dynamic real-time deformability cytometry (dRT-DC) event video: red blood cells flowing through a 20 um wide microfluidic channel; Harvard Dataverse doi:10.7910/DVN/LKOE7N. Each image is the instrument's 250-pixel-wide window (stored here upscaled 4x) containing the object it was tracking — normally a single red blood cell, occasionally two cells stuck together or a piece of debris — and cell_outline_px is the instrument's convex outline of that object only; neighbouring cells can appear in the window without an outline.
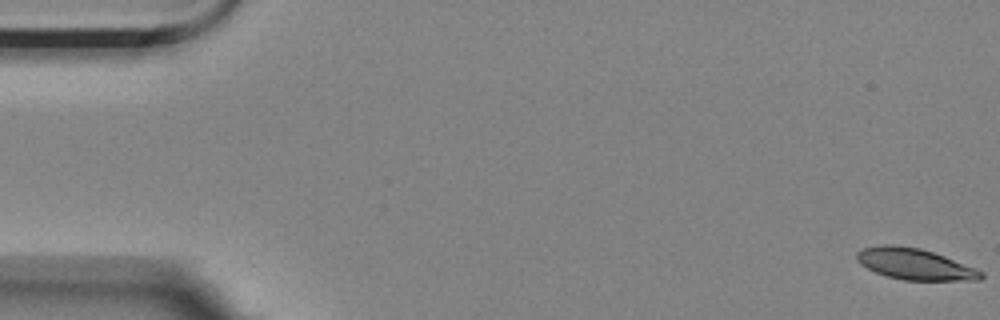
{"species": "Egyptian fruit bat (a non-hibernating species)", "species_latin": "Rousettus aegyptiacus", "temperature_condition": "room temperature", "stored_images_in_passage": 58, "camera_frame_rate_fps": 3000, "um_per_image_px": 0.085, "animal": {"sex": "female"}, "frame": {"image": 1, "passage_image": 1, "time_ms": 0.0, "image_size_px": [1000, 320], "cell_outline_px": [[984, 276], [980, 280], [904, 280], [888, 276], [876, 272], [860, 264], [856, 260], [856, 252], [864, 248], [884, 244], [892, 244], [920, 248], [944, 256], [976, 268], [984, 272]], "centroid_in_image_um": [77.76, 22.44], "position_along_channel_um": 7.2, "area_um2": 22.48}}
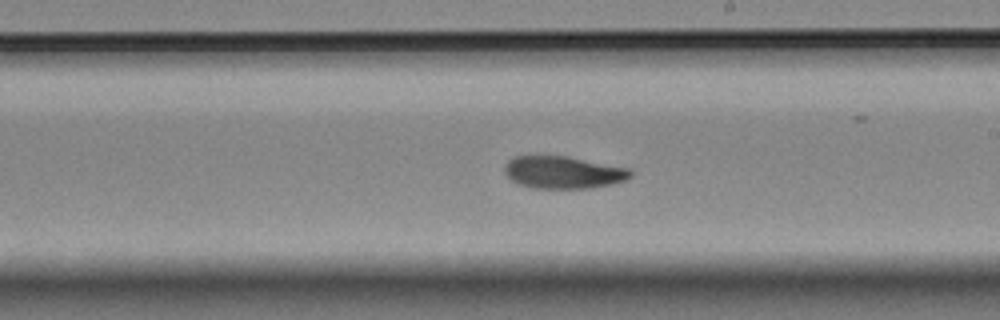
{"frame": {"image": 2, "passage_image": 33, "time_ms": 10.667, "image_size_px": [1000, 320], "cell_outline_px": [[632, 176], [624, 180], [612, 184], [588, 188], [532, 188], [520, 184], [512, 180], [504, 172], [504, 168], [508, 160], [516, 156], [568, 156], [628, 168], [632, 172]], "centroid_in_image_um": [47.87, 14.65], "position_along_channel_um": 241.1, "area_um2": 23.58}}
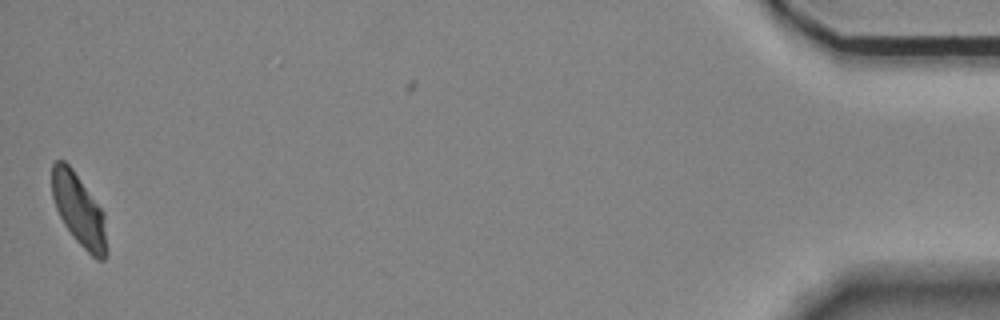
{"frame": {"image": 3, "passage_image": 57, "time_ms": 18.667, "image_size_px": [1000, 320], "cell_outline_px": [[108, 252], [104, 260], [96, 260], [72, 236], [64, 224], [56, 208], [52, 196], [52, 164], [56, 160], [64, 160], [72, 168], [104, 212]], "centroid_in_image_um": [6.73, 17.87], "position_along_channel_um": 428.5, "area_um2": 23.0}, "authors_computed_cell_mechanics": {"area_um2": 23.8136, "velocity_mm_per_s": 3.4885, "shape_relaxation_time_tau1_ms": 6.2442, "shape_relaxation_time_tau2_ms": 3.9793, "deformation_change_tau1": 0.1675, "deformation_change_tau2": 0.0824}}